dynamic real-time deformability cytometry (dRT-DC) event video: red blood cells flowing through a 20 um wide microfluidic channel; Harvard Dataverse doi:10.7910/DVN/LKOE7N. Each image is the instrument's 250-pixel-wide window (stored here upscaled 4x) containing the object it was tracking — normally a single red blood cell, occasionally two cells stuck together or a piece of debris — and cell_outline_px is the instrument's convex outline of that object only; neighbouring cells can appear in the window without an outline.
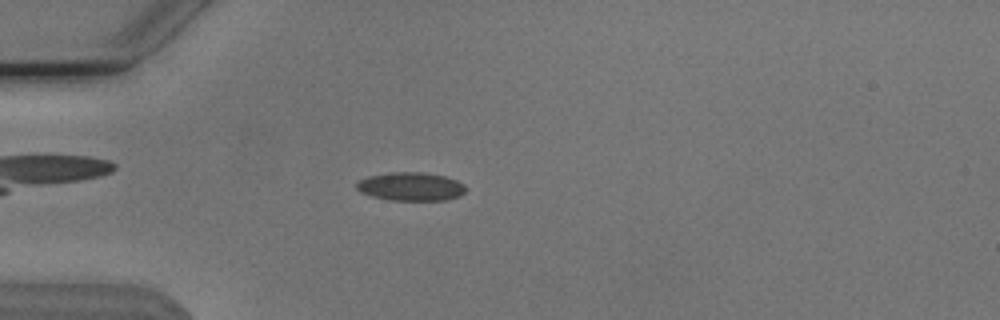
{"species": "Egyptian fruit bat (a non-hibernating species)", "species_latin": "Rousettus aegyptiacus", "temperature_condition": "cold", "stored_images_in_passage": 14, "camera_frame_rate_fps": 3000, "um_per_image_px": 0.085, "animal": {"sex": "male"}, "frame": {"image": 1, "passage_image": 10, "time_ms": 3.0, "image_size_px": [1000, 320], "cell_outline_px": [[468, 188], [464, 192], [456, 196], [444, 200], [392, 200], [372, 196], [360, 192], [356, 188], [356, 184], [360, 180], [368, 176], [392, 172], [424, 172], [444, 176], [456, 180], [464, 184]], "centroid_in_image_um": [34.92, 15.85], "position_along_channel_um": 50.1, "area_um2": 17.98}}